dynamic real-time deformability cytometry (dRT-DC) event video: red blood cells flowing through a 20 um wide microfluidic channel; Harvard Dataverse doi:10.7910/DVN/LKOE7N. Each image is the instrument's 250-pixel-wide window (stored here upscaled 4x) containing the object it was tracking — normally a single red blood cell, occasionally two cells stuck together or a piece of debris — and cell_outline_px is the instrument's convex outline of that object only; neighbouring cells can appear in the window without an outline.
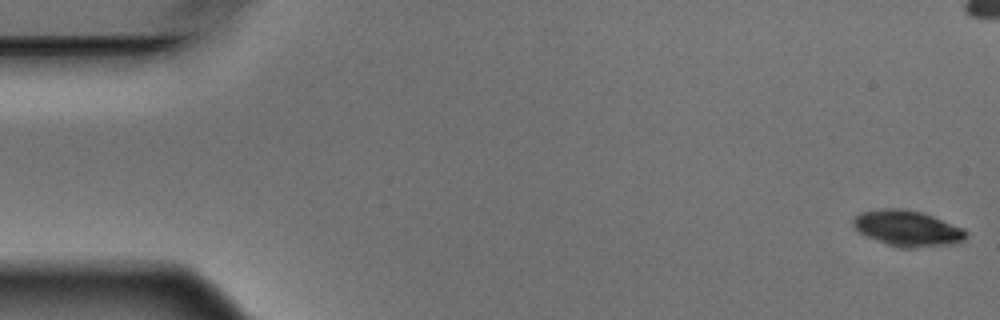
{"species": "Egyptian fruit bat (a non-hibernating species)", "species_latin": "Rousettus aegyptiacus", "temperature_condition": "warm", "stored_images_in_passage": 5, "camera_frame_rate_fps": 3000, "um_per_image_px": 0.085, "animal": {"sex": "male"}, "frame": {"image": 1, "passage_image": 1, "time_ms": 0.0, "image_size_px": [1000, 320], "cell_outline_px": [[968, 232], [964, 240], [956, 244], [912, 248], [908, 248], [888, 244], [876, 240], [860, 232], [852, 224], [852, 220], [860, 212], [880, 208], [904, 208], [920, 212], [932, 216], [964, 228]], "centroid_in_image_um": [77.16, 19.4], "position_along_channel_um": 7.8, "area_um2": 23.47}}
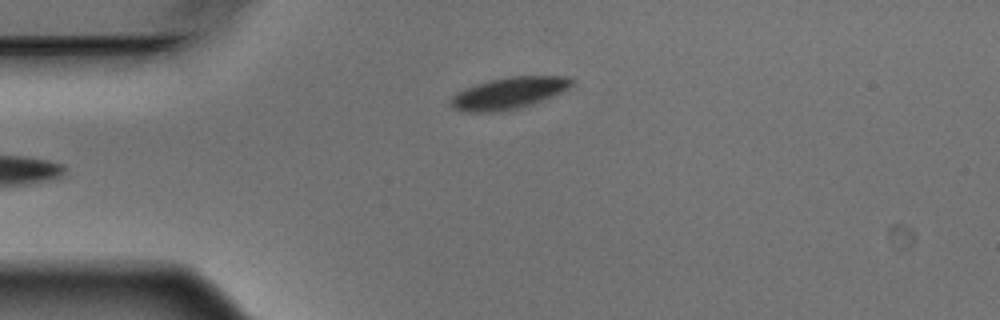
{"frame": {"image": 2, "passage_image": 5, "time_ms": 1.333, "image_size_px": [1000, 320], "cell_outline_px": [[576, 84], [552, 96], [532, 104], [500, 112], [468, 112], [452, 108], [448, 104], [448, 100], [456, 92], [464, 88], [488, 80], [508, 76], [568, 76], [576, 80]], "centroid_in_image_um": [43.22, 7.9], "position_along_channel_um": 41.8, "area_um2": 22.66}}